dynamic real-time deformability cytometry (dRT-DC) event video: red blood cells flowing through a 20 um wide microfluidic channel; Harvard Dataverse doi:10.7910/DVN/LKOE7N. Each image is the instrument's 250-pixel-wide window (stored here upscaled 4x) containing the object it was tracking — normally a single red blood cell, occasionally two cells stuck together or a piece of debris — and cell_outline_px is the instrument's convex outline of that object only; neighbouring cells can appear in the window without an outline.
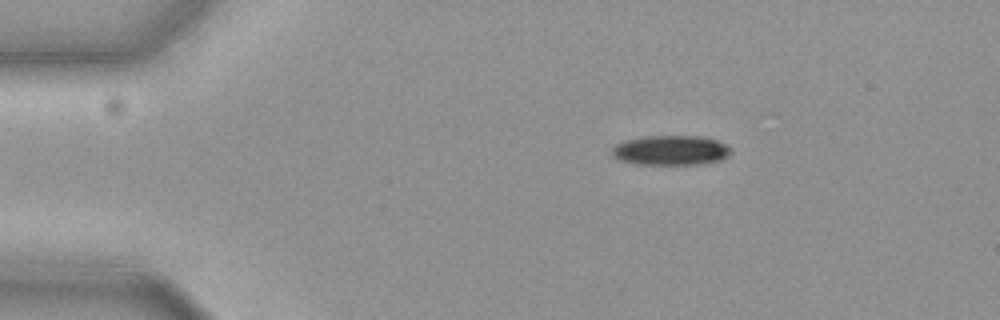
{"species": "common noctule bat (a hibernating species)", "species_latin": "Nyctalus noctula", "temperature_condition": "cold", "stored_images_in_passage": 11, "camera_frame_rate_fps": 3000, "um_per_image_px": 0.085, "animal": {"sex": "female", "body_mass_g": 19.3, "forearm_length_mm": 54.1}, "frame": {"image": 1, "passage_image": 1, "time_ms": 0.0, "image_size_px": [1000, 320], "cell_outline_px": [[732, 152], [724, 160], [700, 164], [632, 164], [620, 160], [612, 156], [612, 148], [616, 144], [628, 140], [648, 136], [700, 136], [716, 140], [724, 144]], "centroid_in_image_um": [57.02, 12.79], "position_along_channel_um": 28.0, "area_um2": 20.58}}